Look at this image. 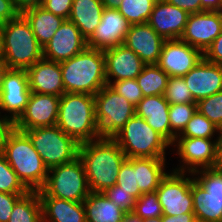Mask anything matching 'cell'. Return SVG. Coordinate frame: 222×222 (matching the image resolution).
I'll return each mask as SVG.
<instances>
[{"label":"cell","mask_w":222,"mask_h":222,"mask_svg":"<svg viewBox=\"0 0 222 222\" xmlns=\"http://www.w3.org/2000/svg\"><path fill=\"white\" fill-rule=\"evenodd\" d=\"M123 222H144L141 218L135 216L133 213L125 215Z\"/></svg>","instance_id":"cell-54"},{"label":"cell","mask_w":222,"mask_h":222,"mask_svg":"<svg viewBox=\"0 0 222 222\" xmlns=\"http://www.w3.org/2000/svg\"><path fill=\"white\" fill-rule=\"evenodd\" d=\"M59 96L31 92L24 112L13 123L19 131L55 126L58 119Z\"/></svg>","instance_id":"cell-13"},{"label":"cell","mask_w":222,"mask_h":222,"mask_svg":"<svg viewBox=\"0 0 222 222\" xmlns=\"http://www.w3.org/2000/svg\"><path fill=\"white\" fill-rule=\"evenodd\" d=\"M165 161V158H136V181L142 194L156 191L167 175Z\"/></svg>","instance_id":"cell-29"},{"label":"cell","mask_w":222,"mask_h":222,"mask_svg":"<svg viewBox=\"0 0 222 222\" xmlns=\"http://www.w3.org/2000/svg\"><path fill=\"white\" fill-rule=\"evenodd\" d=\"M219 128L209 121L203 114L196 111L184 130L176 138H208L212 139Z\"/></svg>","instance_id":"cell-33"},{"label":"cell","mask_w":222,"mask_h":222,"mask_svg":"<svg viewBox=\"0 0 222 222\" xmlns=\"http://www.w3.org/2000/svg\"><path fill=\"white\" fill-rule=\"evenodd\" d=\"M169 107L164 95L147 96L136 106V115L145 119L172 146L177 136L170 129Z\"/></svg>","instance_id":"cell-24"},{"label":"cell","mask_w":222,"mask_h":222,"mask_svg":"<svg viewBox=\"0 0 222 222\" xmlns=\"http://www.w3.org/2000/svg\"><path fill=\"white\" fill-rule=\"evenodd\" d=\"M87 47V40L81 35L79 28L73 22L65 20L43 47V58L60 63Z\"/></svg>","instance_id":"cell-17"},{"label":"cell","mask_w":222,"mask_h":222,"mask_svg":"<svg viewBox=\"0 0 222 222\" xmlns=\"http://www.w3.org/2000/svg\"><path fill=\"white\" fill-rule=\"evenodd\" d=\"M60 67L65 93L96 95L107 85L103 50L87 47Z\"/></svg>","instance_id":"cell-2"},{"label":"cell","mask_w":222,"mask_h":222,"mask_svg":"<svg viewBox=\"0 0 222 222\" xmlns=\"http://www.w3.org/2000/svg\"><path fill=\"white\" fill-rule=\"evenodd\" d=\"M8 222H43L38 191H29L15 203Z\"/></svg>","instance_id":"cell-30"},{"label":"cell","mask_w":222,"mask_h":222,"mask_svg":"<svg viewBox=\"0 0 222 222\" xmlns=\"http://www.w3.org/2000/svg\"><path fill=\"white\" fill-rule=\"evenodd\" d=\"M129 27V22L117 9L104 8L99 25L87 40L88 47L105 50L122 45Z\"/></svg>","instance_id":"cell-18"},{"label":"cell","mask_w":222,"mask_h":222,"mask_svg":"<svg viewBox=\"0 0 222 222\" xmlns=\"http://www.w3.org/2000/svg\"><path fill=\"white\" fill-rule=\"evenodd\" d=\"M91 193L82 160H75L49 169L47 180L39 197H55L74 202H83Z\"/></svg>","instance_id":"cell-7"},{"label":"cell","mask_w":222,"mask_h":222,"mask_svg":"<svg viewBox=\"0 0 222 222\" xmlns=\"http://www.w3.org/2000/svg\"><path fill=\"white\" fill-rule=\"evenodd\" d=\"M21 14L30 23L32 31L42 47L51 40L57 29L66 20L41 6L26 9Z\"/></svg>","instance_id":"cell-28"},{"label":"cell","mask_w":222,"mask_h":222,"mask_svg":"<svg viewBox=\"0 0 222 222\" xmlns=\"http://www.w3.org/2000/svg\"><path fill=\"white\" fill-rule=\"evenodd\" d=\"M0 192L10 194H27L29 190L23 185L15 171L0 152Z\"/></svg>","instance_id":"cell-34"},{"label":"cell","mask_w":222,"mask_h":222,"mask_svg":"<svg viewBox=\"0 0 222 222\" xmlns=\"http://www.w3.org/2000/svg\"><path fill=\"white\" fill-rule=\"evenodd\" d=\"M197 111V103L174 104L169 107L171 131L178 136Z\"/></svg>","instance_id":"cell-36"},{"label":"cell","mask_w":222,"mask_h":222,"mask_svg":"<svg viewBox=\"0 0 222 222\" xmlns=\"http://www.w3.org/2000/svg\"><path fill=\"white\" fill-rule=\"evenodd\" d=\"M109 86L135 107L144 98L142 89L139 87L136 79H125L111 82Z\"/></svg>","instance_id":"cell-40"},{"label":"cell","mask_w":222,"mask_h":222,"mask_svg":"<svg viewBox=\"0 0 222 222\" xmlns=\"http://www.w3.org/2000/svg\"><path fill=\"white\" fill-rule=\"evenodd\" d=\"M172 145L177 147L176 153L183 163L174 171L193 174L198 170L217 166V139L176 138Z\"/></svg>","instance_id":"cell-12"},{"label":"cell","mask_w":222,"mask_h":222,"mask_svg":"<svg viewBox=\"0 0 222 222\" xmlns=\"http://www.w3.org/2000/svg\"><path fill=\"white\" fill-rule=\"evenodd\" d=\"M31 90L25 69H8L0 94V110L9 112L6 115L14 123L24 112Z\"/></svg>","instance_id":"cell-15"},{"label":"cell","mask_w":222,"mask_h":222,"mask_svg":"<svg viewBox=\"0 0 222 222\" xmlns=\"http://www.w3.org/2000/svg\"><path fill=\"white\" fill-rule=\"evenodd\" d=\"M127 158H165L171 144L136 114L112 138Z\"/></svg>","instance_id":"cell-6"},{"label":"cell","mask_w":222,"mask_h":222,"mask_svg":"<svg viewBox=\"0 0 222 222\" xmlns=\"http://www.w3.org/2000/svg\"><path fill=\"white\" fill-rule=\"evenodd\" d=\"M189 15L166 0H157L147 23L165 40L180 39Z\"/></svg>","instance_id":"cell-22"},{"label":"cell","mask_w":222,"mask_h":222,"mask_svg":"<svg viewBox=\"0 0 222 222\" xmlns=\"http://www.w3.org/2000/svg\"><path fill=\"white\" fill-rule=\"evenodd\" d=\"M157 0H121L117 10L130 25L148 22Z\"/></svg>","instance_id":"cell-32"},{"label":"cell","mask_w":222,"mask_h":222,"mask_svg":"<svg viewBox=\"0 0 222 222\" xmlns=\"http://www.w3.org/2000/svg\"><path fill=\"white\" fill-rule=\"evenodd\" d=\"M144 222H162V216L157 217V218H153V219H149V220H145Z\"/></svg>","instance_id":"cell-56"},{"label":"cell","mask_w":222,"mask_h":222,"mask_svg":"<svg viewBox=\"0 0 222 222\" xmlns=\"http://www.w3.org/2000/svg\"><path fill=\"white\" fill-rule=\"evenodd\" d=\"M1 153L29 191L43 188L49 169L24 132L13 127L6 135Z\"/></svg>","instance_id":"cell-3"},{"label":"cell","mask_w":222,"mask_h":222,"mask_svg":"<svg viewBox=\"0 0 222 222\" xmlns=\"http://www.w3.org/2000/svg\"><path fill=\"white\" fill-rule=\"evenodd\" d=\"M4 63L9 69H25L43 58V47L34 35L30 23L20 13L2 25Z\"/></svg>","instance_id":"cell-5"},{"label":"cell","mask_w":222,"mask_h":222,"mask_svg":"<svg viewBox=\"0 0 222 222\" xmlns=\"http://www.w3.org/2000/svg\"><path fill=\"white\" fill-rule=\"evenodd\" d=\"M94 97L101 138H113L136 114V107L109 85L104 86Z\"/></svg>","instance_id":"cell-10"},{"label":"cell","mask_w":222,"mask_h":222,"mask_svg":"<svg viewBox=\"0 0 222 222\" xmlns=\"http://www.w3.org/2000/svg\"><path fill=\"white\" fill-rule=\"evenodd\" d=\"M182 77L196 103L222 91V65L209 62L204 57Z\"/></svg>","instance_id":"cell-19"},{"label":"cell","mask_w":222,"mask_h":222,"mask_svg":"<svg viewBox=\"0 0 222 222\" xmlns=\"http://www.w3.org/2000/svg\"><path fill=\"white\" fill-rule=\"evenodd\" d=\"M56 125L79 144L100 139L94 95L64 93L59 101Z\"/></svg>","instance_id":"cell-4"},{"label":"cell","mask_w":222,"mask_h":222,"mask_svg":"<svg viewBox=\"0 0 222 222\" xmlns=\"http://www.w3.org/2000/svg\"><path fill=\"white\" fill-rule=\"evenodd\" d=\"M43 1L44 0H13V3L16 9L22 13L26 9L41 6Z\"/></svg>","instance_id":"cell-48"},{"label":"cell","mask_w":222,"mask_h":222,"mask_svg":"<svg viewBox=\"0 0 222 222\" xmlns=\"http://www.w3.org/2000/svg\"><path fill=\"white\" fill-rule=\"evenodd\" d=\"M222 32V11L190 14L180 39L203 53Z\"/></svg>","instance_id":"cell-16"},{"label":"cell","mask_w":222,"mask_h":222,"mask_svg":"<svg viewBox=\"0 0 222 222\" xmlns=\"http://www.w3.org/2000/svg\"><path fill=\"white\" fill-rule=\"evenodd\" d=\"M72 4L73 0H44L41 7L52 12L54 15L68 20L71 14Z\"/></svg>","instance_id":"cell-42"},{"label":"cell","mask_w":222,"mask_h":222,"mask_svg":"<svg viewBox=\"0 0 222 222\" xmlns=\"http://www.w3.org/2000/svg\"><path fill=\"white\" fill-rule=\"evenodd\" d=\"M143 221L163 215L161 204L156 192L144 193L137 200L132 212Z\"/></svg>","instance_id":"cell-37"},{"label":"cell","mask_w":222,"mask_h":222,"mask_svg":"<svg viewBox=\"0 0 222 222\" xmlns=\"http://www.w3.org/2000/svg\"><path fill=\"white\" fill-rule=\"evenodd\" d=\"M78 157L84 165L91 192H104L115 185L120 168L127 159L112 138L80 144Z\"/></svg>","instance_id":"cell-1"},{"label":"cell","mask_w":222,"mask_h":222,"mask_svg":"<svg viewBox=\"0 0 222 222\" xmlns=\"http://www.w3.org/2000/svg\"><path fill=\"white\" fill-rule=\"evenodd\" d=\"M103 52L105 55L107 85L113 80L115 82L136 79L146 65L135 52L123 44L105 49Z\"/></svg>","instance_id":"cell-20"},{"label":"cell","mask_w":222,"mask_h":222,"mask_svg":"<svg viewBox=\"0 0 222 222\" xmlns=\"http://www.w3.org/2000/svg\"><path fill=\"white\" fill-rule=\"evenodd\" d=\"M194 218V213H185L177 216L162 215V222H190Z\"/></svg>","instance_id":"cell-50"},{"label":"cell","mask_w":222,"mask_h":222,"mask_svg":"<svg viewBox=\"0 0 222 222\" xmlns=\"http://www.w3.org/2000/svg\"><path fill=\"white\" fill-rule=\"evenodd\" d=\"M197 111L216 127L222 129V91L197 102Z\"/></svg>","instance_id":"cell-39"},{"label":"cell","mask_w":222,"mask_h":222,"mask_svg":"<svg viewBox=\"0 0 222 222\" xmlns=\"http://www.w3.org/2000/svg\"><path fill=\"white\" fill-rule=\"evenodd\" d=\"M1 61H4V43H3L2 25H0V62Z\"/></svg>","instance_id":"cell-55"},{"label":"cell","mask_w":222,"mask_h":222,"mask_svg":"<svg viewBox=\"0 0 222 222\" xmlns=\"http://www.w3.org/2000/svg\"><path fill=\"white\" fill-rule=\"evenodd\" d=\"M195 217L203 222H222V168L210 167L190 174Z\"/></svg>","instance_id":"cell-8"},{"label":"cell","mask_w":222,"mask_h":222,"mask_svg":"<svg viewBox=\"0 0 222 222\" xmlns=\"http://www.w3.org/2000/svg\"><path fill=\"white\" fill-rule=\"evenodd\" d=\"M26 71L31 92L59 97L65 93L59 62L42 58Z\"/></svg>","instance_id":"cell-23"},{"label":"cell","mask_w":222,"mask_h":222,"mask_svg":"<svg viewBox=\"0 0 222 222\" xmlns=\"http://www.w3.org/2000/svg\"><path fill=\"white\" fill-rule=\"evenodd\" d=\"M121 0H101L104 8L117 9Z\"/></svg>","instance_id":"cell-52"},{"label":"cell","mask_w":222,"mask_h":222,"mask_svg":"<svg viewBox=\"0 0 222 222\" xmlns=\"http://www.w3.org/2000/svg\"><path fill=\"white\" fill-rule=\"evenodd\" d=\"M163 39L147 22L130 25L123 45L135 52L146 64H157Z\"/></svg>","instance_id":"cell-21"},{"label":"cell","mask_w":222,"mask_h":222,"mask_svg":"<svg viewBox=\"0 0 222 222\" xmlns=\"http://www.w3.org/2000/svg\"><path fill=\"white\" fill-rule=\"evenodd\" d=\"M116 184L122 187V190L130 192L136 199L142 195L136 181V158H127L123 162Z\"/></svg>","instance_id":"cell-38"},{"label":"cell","mask_w":222,"mask_h":222,"mask_svg":"<svg viewBox=\"0 0 222 222\" xmlns=\"http://www.w3.org/2000/svg\"><path fill=\"white\" fill-rule=\"evenodd\" d=\"M26 194L0 192V222H8L15 203Z\"/></svg>","instance_id":"cell-43"},{"label":"cell","mask_w":222,"mask_h":222,"mask_svg":"<svg viewBox=\"0 0 222 222\" xmlns=\"http://www.w3.org/2000/svg\"><path fill=\"white\" fill-rule=\"evenodd\" d=\"M169 4L175 5L189 14L204 12L201 9L200 0H166Z\"/></svg>","instance_id":"cell-46"},{"label":"cell","mask_w":222,"mask_h":222,"mask_svg":"<svg viewBox=\"0 0 222 222\" xmlns=\"http://www.w3.org/2000/svg\"><path fill=\"white\" fill-rule=\"evenodd\" d=\"M87 222H123L127 214L103 192H91L83 201Z\"/></svg>","instance_id":"cell-27"},{"label":"cell","mask_w":222,"mask_h":222,"mask_svg":"<svg viewBox=\"0 0 222 222\" xmlns=\"http://www.w3.org/2000/svg\"><path fill=\"white\" fill-rule=\"evenodd\" d=\"M185 172L172 170L162 179L156 189L162 213L166 216H177L185 213H194L193 197L191 194L192 178L186 177Z\"/></svg>","instance_id":"cell-11"},{"label":"cell","mask_w":222,"mask_h":222,"mask_svg":"<svg viewBox=\"0 0 222 222\" xmlns=\"http://www.w3.org/2000/svg\"><path fill=\"white\" fill-rule=\"evenodd\" d=\"M48 169L69 163L79 156L80 144L57 125L23 131Z\"/></svg>","instance_id":"cell-9"},{"label":"cell","mask_w":222,"mask_h":222,"mask_svg":"<svg viewBox=\"0 0 222 222\" xmlns=\"http://www.w3.org/2000/svg\"><path fill=\"white\" fill-rule=\"evenodd\" d=\"M217 136V167L222 168V129Z\"/></svg>","instance_id":"cell-51"},{"label":"cell","mask_w":222,"mask_h":222,"mask_svg":"<svg viewBox=\"0 0 222 222\" xmlns=\"http://www.w3.org/2000/svg\"><path fill=\"white\" fill-rule=\"evenodd\" d=\"M43 222H87L83 202L40 197Z\"/></svg>","instance_id":"cell-25"},{"label":"cell","mask_w":222,"mask_h":222,"mask_svg":"<svg viewBox=\"0 0 222 222\" xmlns=\"http://www.w3.org/2000/svg\"><path fill=\"white\" fill-rule=\"evenodd\" d=\"M204 58L214 64L222 65V32L203 53Z\"/></svg>","instance_id":"cell-44"},{"label":"cell","mask_w":222,"mask_h":222,"mask_svg":"<svg viewBox=\"0 0 222 222\" xmlns=\"http://www.w3.org/2000/svg\"><path fill=\"white\" fill-rule=\"evenodd\" d=\"M103 10L101 0H73L68 20L73 22L81 35L88 40L101 21Z\"/></svg>","instance_id":"cell-26"},{"label":"cell","mask_w":222,"mask_h":222,"mask_svg":"<svg viewBox=\"0 0 222 222\" xmlns=\"http://www.w3.org/2000/svg\"><path fill=\"white\" fill-rule=\"evenodd\" d=\"M190 222H203L201 219L195 217L194 219H192Z\"/></svg>","instance_id":"cell-57"},{"label":"cell","mask_w":222,"mask_h":222,"mask_svg":"<svg viewBox=\"0 0 222 222\" xmlns=\"http://www.w3.org/2000/svg\"><path fill=\"white\" fill-rule=\"evenodd\" d=\"M103 193L109 200L114 202L127 214L133 212L137 199L131 195L130 192L122 190V187L119 185L115 184L112 187L106 189Z\"/></svg>","instance_id":"cell-41"},{"label":"cell","mask_w":222,"mask_h":222,"mask_svg":"<svg viewBox=\"0 0 222 222\" xmlns=\"http://www.w3.org/2000/svg\"><path fill=\"white\" fill-rule=\"evenodd\" d=\"M204 57L203 52L181 39L165 40L157 66L168 76L182 77Z\"/></svg>","instance_id":"cell-14"},{"label":"cell","mask_w":222,"mask_h":222,"mask_svg":"<svg viewBox=\"0 0 222 222\" xmlns=\"http://www.w3.org/2000/svg\"><path fill=\"white\" fill-rule=\"evenodd\" d=\"M9 67L3 62H0V94L2 91L3 79Z\"/></svg>","instance_id":"cell-53"},{"label":"cell","mask_w":222,"mask_h":222,"mask_svg":"<svg viewBox=\"0 0 222 222\" xmlns=\"http://www.w3.org/2000/svg\"><path fill=\"white\" fill-rule=\"evenodd\" d=\"M203 11H222V0H200Z\"/></svg>","instance_id":"cell-49"},{"label":"cell","mask_w":222,"mask_h":222,"mask_svg":"<svg viewBox=\"0 0 222 222\" xmlns=\"http://www.w3.org/2000/svg\"><path fill=\"white\" fill-rule=\"evenodd\" d=\"M164 98L170 105L196 103L183 77L169 76Z\"/></svg>","instance_id":"cell-35"},{"label":"cell","mask_w":222,"mask_h":222,"mask_svg":"<svg viewBox=\"0 0 222 222\" xmlns=\"http://www.w3.org/2000/svg\"><path fill=\"white\" fill-rule=\"evenodd\" d=\"M20 12L16 9L13 0H0V25L15 19Z\"/></svg>","instance_id":"cell-45"},{"label":"cell","mask_w":222,"mask_h":222,"mask_svg":"<svg viewBox=\"0 0 222 222\" xmlns=\"http://www.w3.org/2000/svg\"><path fill=\"white\" fill-rule=\"evenodd\" d=\"M169 76L156 64L145 65L136 78L144 97L164 95Z\"/></svg>","instance_id":"cell-31"},{"label":"cell","mask_w":222,"mask_h":222,"mask_svg":"<svg viewBox=\"0 0 222 222\" xmlns=\"http://www.w3.org/2000/svg\"><path fill=\"white\" fill-rule=\"evenodd\" d=\"M12 128H13V123L10 121L8 117H6V114L1 116L0 117V152H2L6 135Z\"/></svg>","instance_id":"cell-47"}]
</instances>
